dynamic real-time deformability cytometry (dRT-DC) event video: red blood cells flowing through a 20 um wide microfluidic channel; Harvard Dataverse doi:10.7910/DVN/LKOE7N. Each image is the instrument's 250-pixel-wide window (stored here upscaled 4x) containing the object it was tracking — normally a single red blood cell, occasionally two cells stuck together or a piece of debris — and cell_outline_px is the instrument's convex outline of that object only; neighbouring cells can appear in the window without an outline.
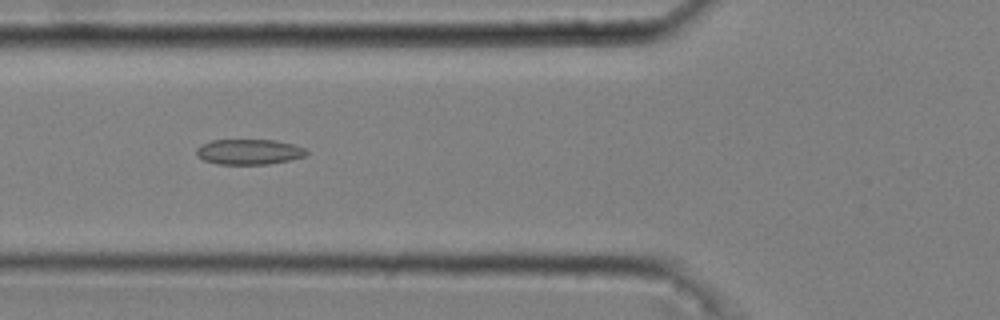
{"species": "common noctule bat (a hibernating species)", "species_latin": "Nyctalus noctula", "temperature_condition": "cold", "stored_images_in_passage": 38, "camera_frame_rate_fps": 3000, "um_per_image_px": 0.085, "animal": {"sex": "male", "body_mass_g": 20.4}, "frame": {"image": 1, "passage_image": 7, "time_ms": 2.0, "image_size_px": [1000, 320], "cell_outline_px": [[308, 152], [304, 156], [288, 160], [268, 164], [216, 164], [204, 160], [196, 156], [196, 148], [200, 144], [212, 140], [276, 140], [292, 144], [304, 148]], "centroid_in_image_um": [21.11, 12.9], "position_along_channel_um": 104.7, "area_um2": 16.24}}
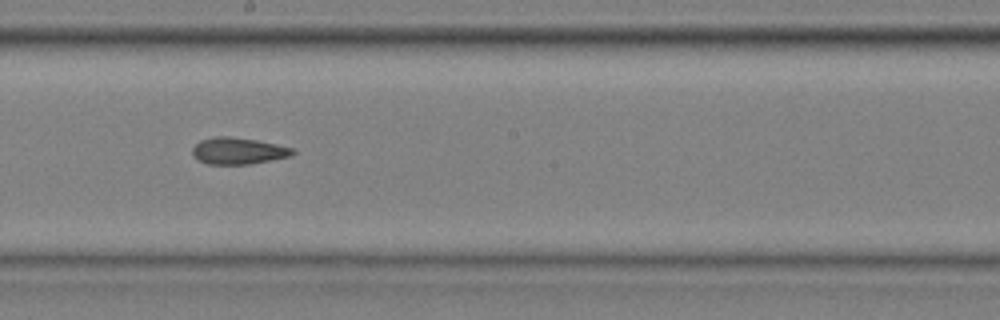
{"frame": {"image": 2, "passage_image": 17, "time_ms": 5.333, "image_size_px": [1000, 320], "cell_outline_px": [[296, 152], [292, 156], [248, 164], [208, 164], [200, 160], [192, 152], [192, 148], [200, 140], [216, 136], [228, 136], [256, 140], [276, 144], [292, 148]], "centroid_in_image_um": [20.26, 12.82], "position_along_channel_um": 227.9, "area_um2": 15.37}}
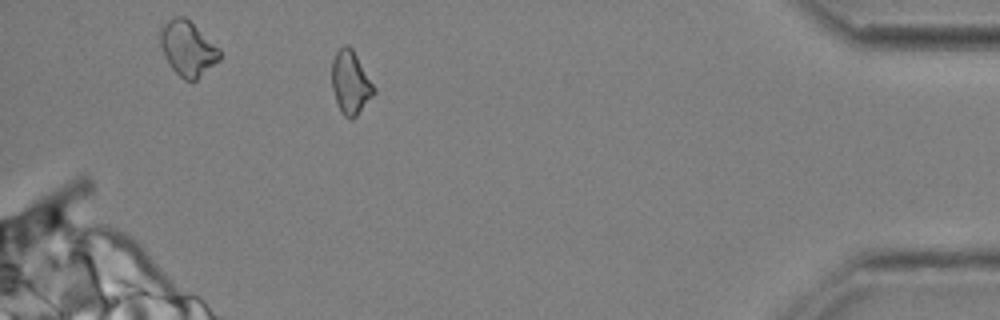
{"frame": {"image": 3, "passage_image": 35, "time_ms": 11.333, "image_size_px": [1000, 320], "cell_outline_px": [[376, 92], [356, 116], [352, 120], [348, 120], [340, 112], [332, 88], [332, 60], [336, 52], [344, 44], [348, 44], [352, 48], [376, 88]], "centroid_in_image_um": [29.8, 7.03], "position_along_channel_um": 405.4, "area_um2": 15.61}, "authors_computed_cell_mechanics": {"area_um2": 15.7794, "velocity_mm_per_s": 3.6957, "shape_relaxation_time_tau1_ms": 6.2353, "shape_relaxation_time_tau2_ms": 5.1808, "deformation_change_tau1": 0.11, "deformation_change_tau2": 0.1433}}